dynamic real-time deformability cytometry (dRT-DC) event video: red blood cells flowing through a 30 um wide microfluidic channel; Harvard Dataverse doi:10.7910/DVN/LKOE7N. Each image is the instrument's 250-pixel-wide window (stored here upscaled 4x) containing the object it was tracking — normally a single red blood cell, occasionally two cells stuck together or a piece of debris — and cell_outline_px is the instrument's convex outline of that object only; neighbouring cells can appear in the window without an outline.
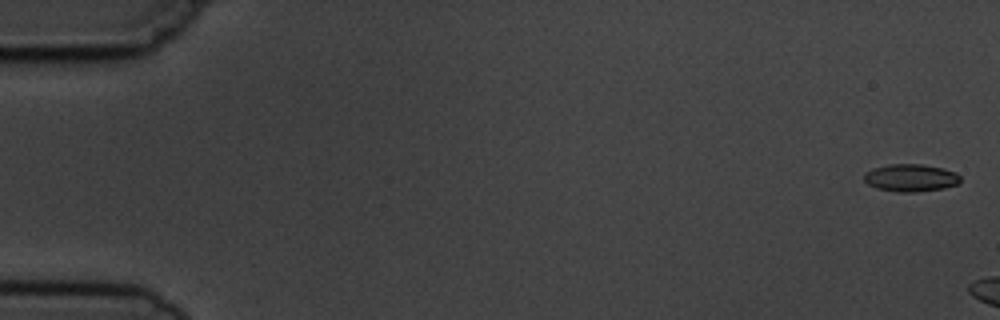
{"species": "common noctule bat (a hibernating species)", "species_latin": "Nyctalus noctula", "temperature_condition": "cold", "stored_images_in_passage": 7, "camera_frame_rate_fps": 3000, "um_per_image_px": 0.085, "animal": {"sex": "male", "body_mass_g": 19.5, "forearm_length_mm": 54.6}, "frame": {"image": 1, "passage_image": 1, "time_ms": 0.0, "image_size_px": [1000, 320], "cell_outline_px": [[960, 184], [944, 188], [916, 192], [896, 192], [876, 188], [868, 184], [864, 180], [864, 172], [872, 168], [888, 164], [920, 164], [944, 168], [956, 172], [960, 176]], "centroid_in_image_um": [77.41, 15.11], "position_along_channel_um": 7.6, "area_um2": 15.66}}